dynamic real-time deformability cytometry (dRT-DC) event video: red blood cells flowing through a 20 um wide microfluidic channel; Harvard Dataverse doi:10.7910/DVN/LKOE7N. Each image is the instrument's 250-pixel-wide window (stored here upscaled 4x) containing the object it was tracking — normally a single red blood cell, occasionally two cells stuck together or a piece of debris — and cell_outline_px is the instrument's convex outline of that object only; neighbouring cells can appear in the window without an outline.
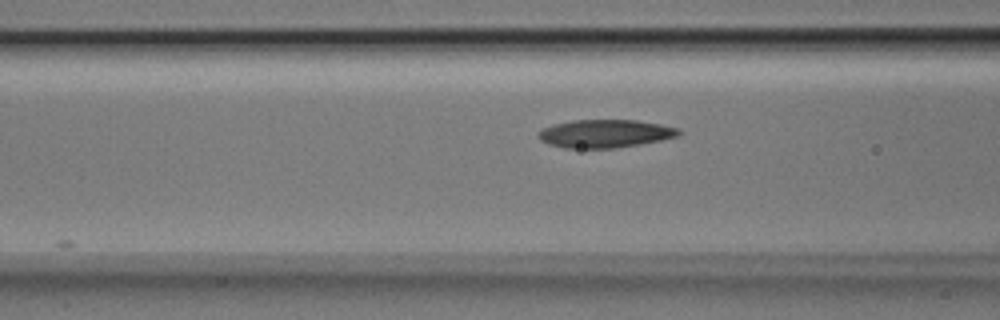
{"species": "Egyptian fruit bat (a non-hibernating species)", "species_latin": "Rousettus aegyptiacus", "temperature_condition": "room temperature", "stored_images_in_passage": 12, "camera_frame_rate_fps": 3000, "um_per_image_px": 0.085, "animal": {"sex": "male"}, "frame": {"image": 1, "passage_image": 6, "time_ms": 1.667, "image_size_px": [1000, 320], "cell_outline_px": [[684, 132], [680, 136], [640, 144], [616, 148], [564, 148], [548, 144], [540, 140], [536, 136], [536, 132], [552, 124], [572, 120], [636, 120], [660, 124], [680, 128]], "centroid_in_image_um": [51.43, 11.35], "position_along_channel_um": 115.2, "area_um2": 23.29}}
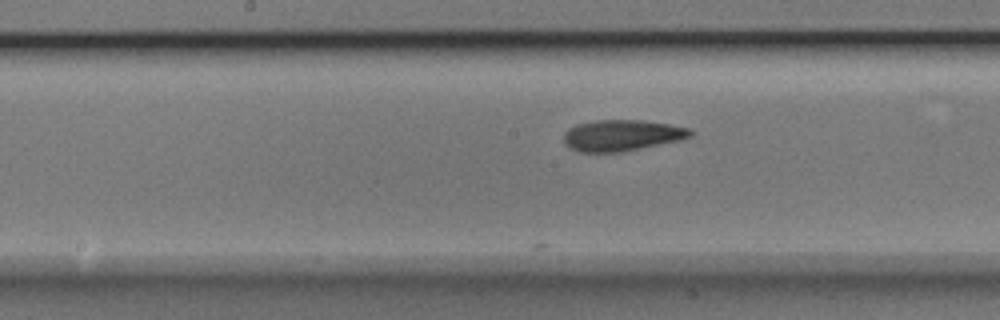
{"frame": {"image": 2, "passage_image": 12, "time_ms": 3.667, "image_size_px": [1000, 320], "cell_outline_px": [[692, 136], [680, 140], [624, 152], [580, 152], [568, 148], [564, 144], [564, 132], [568, 128], [576, 124], [596, 120], [644, 120], [668, 124], [688, 128], [692, 132]], "centroid_in_image_um": [52.82, 11.51], "position_along_channel_um": 195.4, "area_um2": 23.18}}